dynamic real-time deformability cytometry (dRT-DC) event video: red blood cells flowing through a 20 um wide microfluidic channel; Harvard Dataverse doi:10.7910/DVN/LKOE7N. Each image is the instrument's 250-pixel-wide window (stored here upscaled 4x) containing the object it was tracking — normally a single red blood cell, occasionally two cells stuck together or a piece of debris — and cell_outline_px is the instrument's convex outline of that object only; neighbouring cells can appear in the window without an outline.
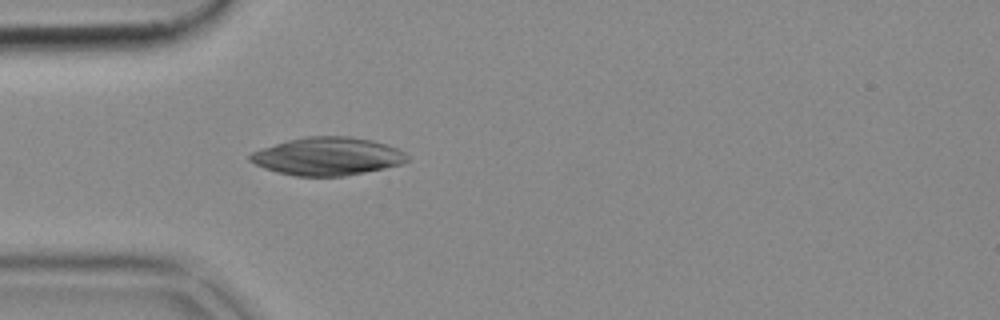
{"species": "common noctule bat (a hibernating species)", "species_latin": "Nyctalus noctula", "temperature_condition": "cold", "stored_images_in_passage": 52, "camera_frame_rate_fps": 3000, "um_per_image_px": 0.085, "animal": {"sex": "female", "body_mass_g": 18.4}, "frame": {"image": 1, "passage_image": 15, "time_ms": 4.667, "image_size_px": [1000, 320], "cell_outline_px": [[408, 160], [400, 164], [384, 168], [344, 176], [296, 176], [276, 172], [264, 168], [248, 160], [248, 156], [252, 152], [288, 140], [308, 136], [348, 136], [372, 140], [388, 144], [404, 152], [408, 156]], "centroid_in_image_um": [27.84, 13.29], "position_along_channel_um": 57.2, "area_um2": 34.56}}
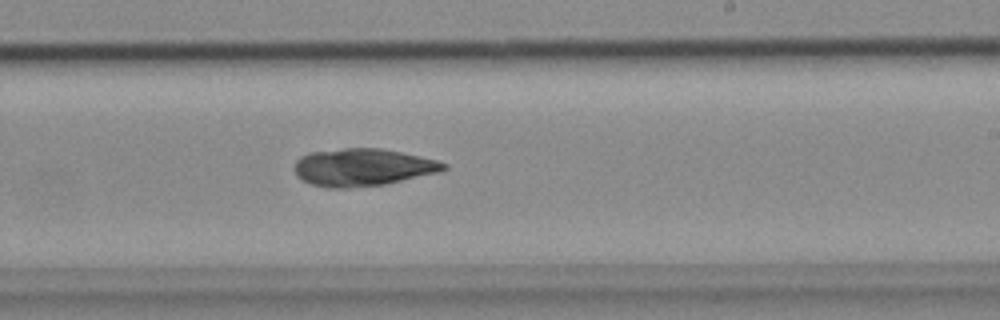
{"frame": {"image": 2, "passage_image": 31, "time_ms": 10.0, "image_size_px": [1000, 320], "cell_outline_px": [[448, 168], [440, 172], [384, 184], [348, 188], [324, 188], [312, 184], [296, 176], [296, 160], [300, 156], [308, 152], [344, 148], [380, 148], [420, 156], [436, 160], [448, 164]], "centroid_in_image_um": [30.83, 14.22], "position_along_channel_um": 258.2, "area_um2": 32.54}}
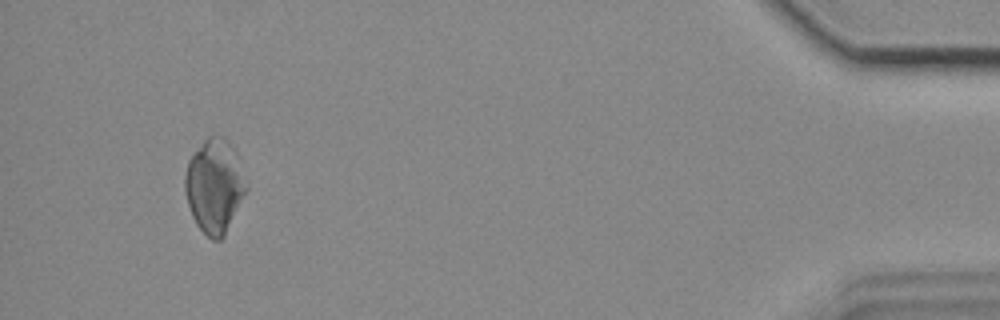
{"frame": {"image": 3, "passage_image": 49, "time_ms": 16.0, "image_size_px": [1000, 320], "cell_outline_px": [[248, 188], [224, 236], [220, 240], [212, 240], [196, 224], [192, 216], [184, 192], [184, 176], [188, 160], [204, 140], [208, 136], [220, 136], [228, 140], [232, 148]], "centroid_in_image_um": [18.19, 15.83], "position_along_channel_um": 417.0, "area_um2": 32.95}}